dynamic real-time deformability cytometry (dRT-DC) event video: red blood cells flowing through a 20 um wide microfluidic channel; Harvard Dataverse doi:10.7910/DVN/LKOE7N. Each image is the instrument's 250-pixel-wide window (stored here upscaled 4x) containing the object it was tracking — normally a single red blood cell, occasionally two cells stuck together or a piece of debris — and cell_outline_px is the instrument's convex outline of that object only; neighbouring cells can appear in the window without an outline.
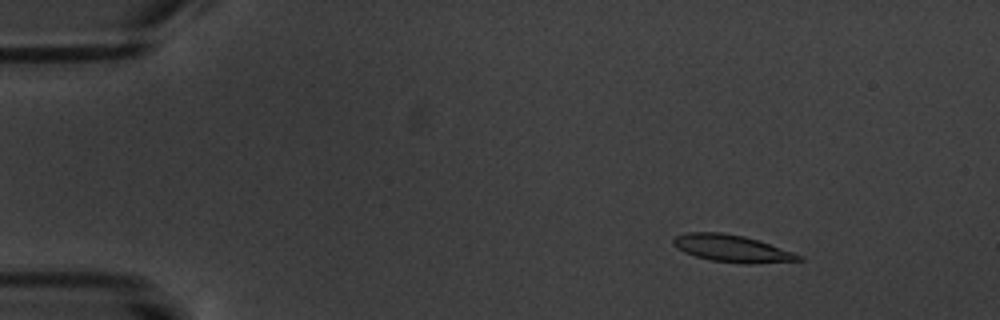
{"species": "common noctule bat (a hibernating species)", "species_latin": "Nyctalus noctula", "temperature_condition": "warm", "stored_images_in_passage": 7, "camera_frame_rate_fps": 3000, "um_per_image_px": 0.085, "animal": {"sex": "male", "body_mass_g": 20.1, "forearm_length_mm": 53.5}, "frame": {"image": 1, "passage_image": 3, "time_ms": 2.333, "image_size_px": [1000, 320], "cell_outline_px": [[804, 260], [752, 264], [744, 264], [708, 260], [684, 252], [676, 248], [672, 244], [672, 240], [676, 236], [688, 232], [720, 232], [744, 236], [804, 256]], "centroid_in_image_um": [62.19, 21.13], "position_along_channel_um": 22.8, "area_um2": 19.77}}
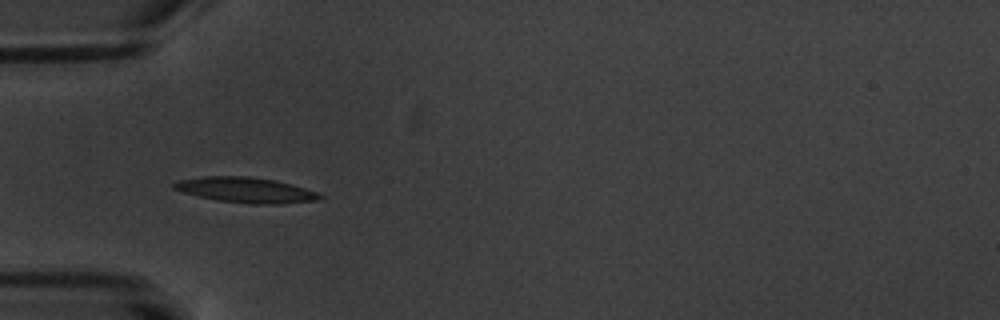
{"frame": {"image": 2, "passage_image": 6, "time_ms": 6.0, "image_size_px": [1000, 320], "cell_outline_px": [[324, 200], [280, 204], [252, 204], [216, 200], [196, 196], [172, 188], [172, 184], [180, 180], [204, 176], [248, 176], [276, 180], [292, 184], [316, 192], [324, 196]], "centroid_in_image_um": [20.94, 16.16], "position_along_channel_um": 64.1, "area_um2": 21.73}}